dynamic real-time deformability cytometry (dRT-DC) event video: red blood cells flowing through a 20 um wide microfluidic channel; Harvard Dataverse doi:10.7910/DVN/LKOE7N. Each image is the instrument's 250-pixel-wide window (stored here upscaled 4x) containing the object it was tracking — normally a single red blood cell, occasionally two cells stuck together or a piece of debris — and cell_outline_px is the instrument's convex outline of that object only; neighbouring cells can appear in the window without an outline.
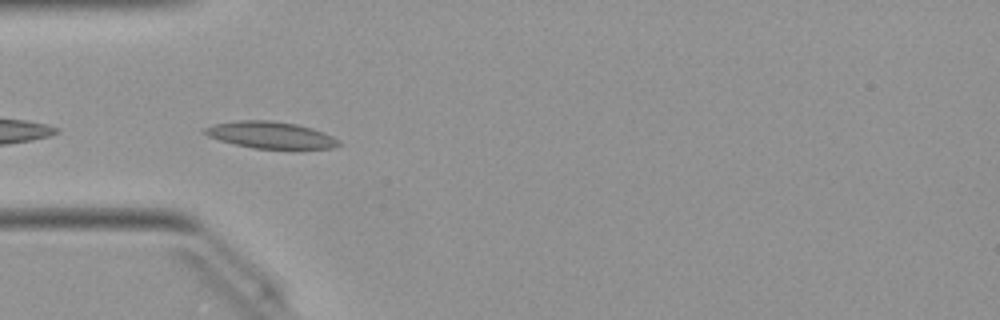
{"species": "Egyptian fruit bat (a non-hibernating species)", "species_latin": "Rousettus aegyptiacus", "temperature_condition": "warm", "stored_images_in_passage": 8, "camera_frame_rate_fps": 3000, "um_per_image_px": 0.085, "animal": {"sex": "female"}, "frame": {"image": 1, "passage_image": 2, "time_ms": 0.333, "image_size_px": [1000, 320], "cell_outline_px": [[340, 144], [332, 148], [252, 148], [220, 140], [208, 136], [200, 132], [204, 128], [216, 124], [236, 120], [272, 120], [296, 124], [312, 128], [324, 132], [340, 140]], "centroid_in_image_um": [22.98, 11.46], "position_along_channel_um": 62.0, "area_um2": 20.75}}